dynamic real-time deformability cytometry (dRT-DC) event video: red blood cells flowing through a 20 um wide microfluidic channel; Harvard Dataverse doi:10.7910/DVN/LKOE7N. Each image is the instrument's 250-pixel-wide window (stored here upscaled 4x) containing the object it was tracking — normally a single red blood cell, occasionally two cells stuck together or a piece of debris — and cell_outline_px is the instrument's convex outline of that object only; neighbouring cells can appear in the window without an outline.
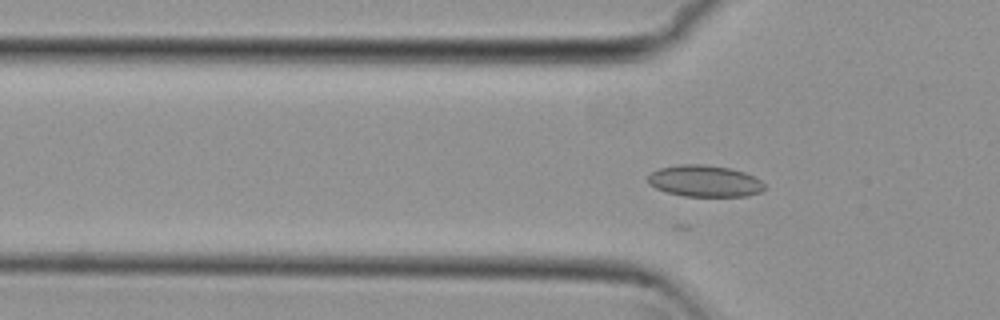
{"species": "common noctule bat (a hibernating species)", "species_latin": "Nyctalus noctula", "temperature_condition": "cold", "stored_images_in_passage": 20, "camera_frame_rate_fps": 3000, "um_per_image_px": 0.085, "animal": {"sex": "female", "body_mass_g": 29.2, "forearm_length_mm": 56.3}, "frame": {"image": 1, "passage_image": 11, "time_ms": 3.333, "image_size_px": [1000, 320], "cell_outline_px": [[764, 188], [760, 192], [748, 196], [684, 196], [668, 192], [656, 188], [648, 184], [648, 176], [652, 172], [660, 168], [680, 164], [704, 164], [728, 168], [744, 172], [760, 180], [764, 184]], "centroid_in_image_um": [59.88, 15.39], "position_along_channel_um": 65.9, "area_um2": 21.27}}
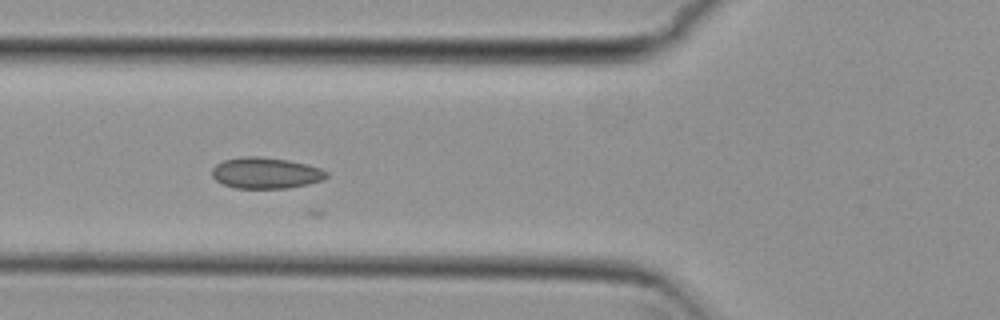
{"frame": {"image": 2, "passage_image": 14, "time_ms": 4.333, "image_size_px": [1000, 320], "cell_outline_px": [[328, 176], [320, 180], [308, 184], [288, 188], [236, 188], [224, 184], [216, 180], [212, 176], [212, 168], [216, 164], [224, 160], [244, 156], [260, 156], [288, 160], [308, 164], [320, 168], [328, 172]], "centroid_in_image_um": [22.59, 14.69], "position_along_channel_um": 103.2, "area_um2": 20.75}}
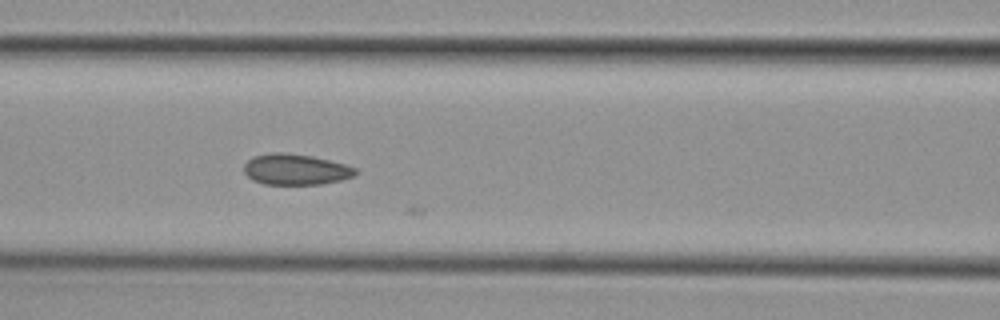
{"frame": {"image": 3, "passage_image": 17, "time_ms": 5.333, "image_size_px": [1000, 320], "cell_outline_px": [[360, 172], [352, 176], [340, 180], [320, 184], [264, 184], [252, 180], [244, 172], [244, 164], [252, 156], [272, 152], [284, 152], [312, 156], [344, 164], [356, 168]], "centroid_in_image_um": [25.1, 14.39], "position_along_channel_um": 141.5, "area_um2": 20.06}}